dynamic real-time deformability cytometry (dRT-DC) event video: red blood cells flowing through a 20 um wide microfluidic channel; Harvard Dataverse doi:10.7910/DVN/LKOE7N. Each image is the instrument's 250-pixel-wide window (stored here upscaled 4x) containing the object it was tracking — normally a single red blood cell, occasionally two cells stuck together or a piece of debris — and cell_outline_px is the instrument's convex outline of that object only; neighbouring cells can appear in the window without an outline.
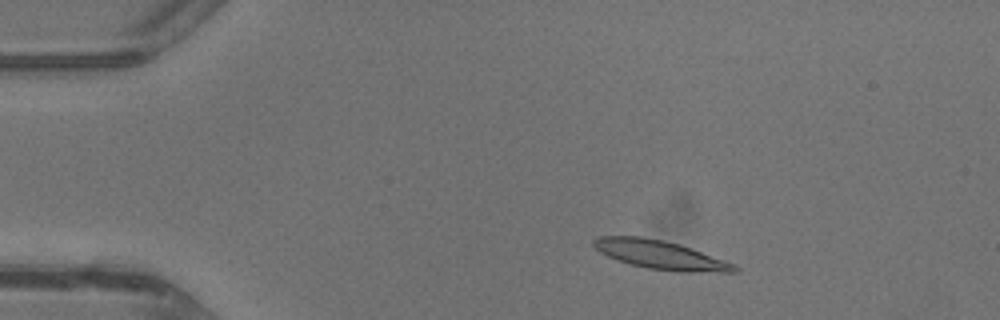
{"species": "common noctule bat (a hibernating species)", "species_latin": "Nyctalus noctula", "temperature_condition": "warm", "stored_images_in_passage": 42, "camera_frame_rate_fps": 3000, "um_per_image_px": 0.085, "animal": {"sex": "male", "body_mass_g": 13.3}, "frame": {"image": 1, "passage_image": 6, "time_ms": 1.667, "image_size_px": [1000, 320], "cell_outline_px": [[740, 272], [676, 272], [648, 268], [616, 260], [600, 252], [592, 244], [592, 240], [596, 236], [640, 236], [664, 240], [680, 244], [724, 260], [740, 268]], "centroid_in_image_um": [56.12, 21.66], "position_along_channel_um": 28.9, "area_um2": 23.58}}
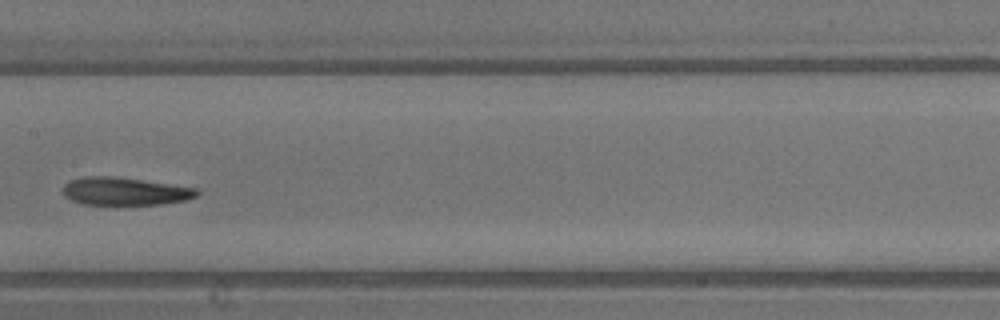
{"frame": {"image": 2, "passage_image": 21, "time_ms": 6.667, "image_size_px": [1000, 320], "cell_outline_px": [[200, 192], [196, 196], [184, 200], [160, 204], [80, 204], [64, 196], [64, 184], [68, 180], [88, 176], [112, 176], [196, 188]], "centroid_in_image_um": [10.56, 16.26], "position_along_channel_um": 196.8, "area_um2": 21.39}}
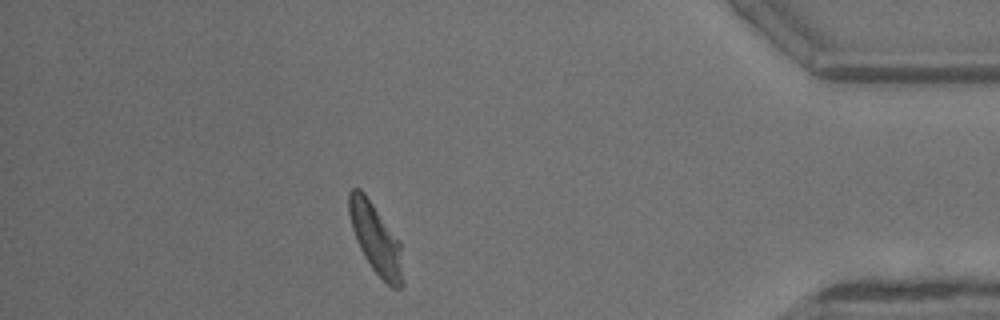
{"frame": {"image": 3, "passage_image": 37, "time_ms": 12.0, "image_size_px": [1000, 320], "cell_outline_px": [[404, 284], [400, 288], [392, 288], [372, 268], [364, 256], [356, 240], [352, 228], [348, 212], [348, 192], [352, 188], [360, 188], [364, 192], [400, 240], [404, 280]], "centroid_in_image_um": [31.95, 20.28], "position_along_channel_um": 403.3, "area_um2": 22.14}, "authors_computed_cell_mechanics": {"area_um2": 22.3686, "velocity_mm_per_s": 4.7067, "shape_relaxation_time_tau1_ms": 3.5905, "shape_relaxation_time_tau2_ms": 2.7733, "deformation_change_tau1": 0.1592, "deformation_change_tau2": 0.1036}}